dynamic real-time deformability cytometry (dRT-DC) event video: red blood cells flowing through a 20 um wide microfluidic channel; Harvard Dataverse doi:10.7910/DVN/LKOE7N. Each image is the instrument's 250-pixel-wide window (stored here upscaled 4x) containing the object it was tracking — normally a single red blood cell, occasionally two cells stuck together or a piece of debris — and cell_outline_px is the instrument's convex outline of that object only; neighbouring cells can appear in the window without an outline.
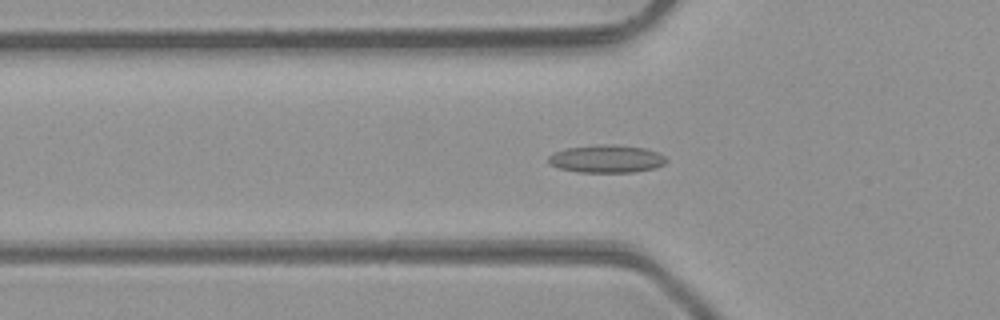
{"species": "common noctule bat (a hibernating species)", "species_latin": "Nyctalus noctula", "temperature_condition": "room temperature", "stored_images_in_passage": 50, "camera_frame_rate_fps": 3000, "um_per_image_px": 0.085, "animal": {"sex": "male", "body_mass_g": 23.1, "forearm_length_mm": 52.7}, "frame": {"image": 1, "passage_image": 17, "time_ms": 5.333, "image_size_px": [1000, 320], "cell_outline_px": [[668, 160], [664, 164], [656, 168], [636, 172], [576, 172], [560, 168], [548, 164], [548, 156], [552, 152], [564, 148], [600, 144], [616, 144], [644, 148], [656, 152], [664, 156]], "centroid_in_image_um": [51.52, 13.5], "position_along_channel_um": 74.3, "area_um2": 19.36}}
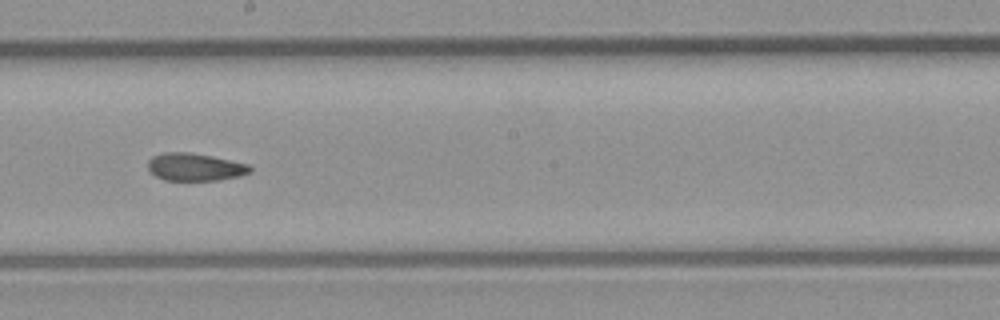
{"frame": {"image": 2, "passage_image": 28, "time_ms": 9.0, "image_size_px": [1000, 320], "cell_outline_px": [[252, 172], [240, 176], [220, 180], [164, 180], [156, 176], [148, 168], [148, 160], [152, 156], [164, 152], [192, 152], [212, 156], [248, 164], [252, 168]], "centroid_in_image_um": [16.58, 14.19], "position_along_channel_um": 231.6, "area_um2": 16.53}}
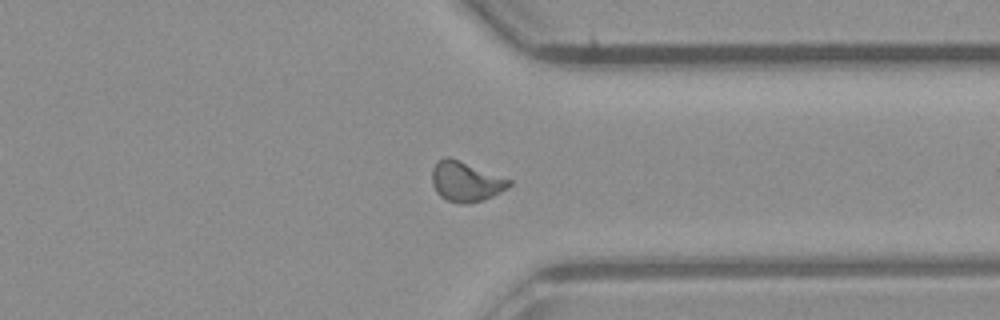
{"frame": {"image": 3, "passage_image": 38, "time_ms": 12.333, "image_size_px": [1000, 320], "cell_outline_px": [[512, 184], [508, 188], [484, 200], [464, 204], [448, 200], [440, 196], [436, 192], [432, 184], [432, 168], [436, 160], [444, 156], [448, 156], [512, 180]], "centroid_in_image_um": [39.57, 15.42], "position_along_channel_um": 371.8, "area_um2": 17.98}}